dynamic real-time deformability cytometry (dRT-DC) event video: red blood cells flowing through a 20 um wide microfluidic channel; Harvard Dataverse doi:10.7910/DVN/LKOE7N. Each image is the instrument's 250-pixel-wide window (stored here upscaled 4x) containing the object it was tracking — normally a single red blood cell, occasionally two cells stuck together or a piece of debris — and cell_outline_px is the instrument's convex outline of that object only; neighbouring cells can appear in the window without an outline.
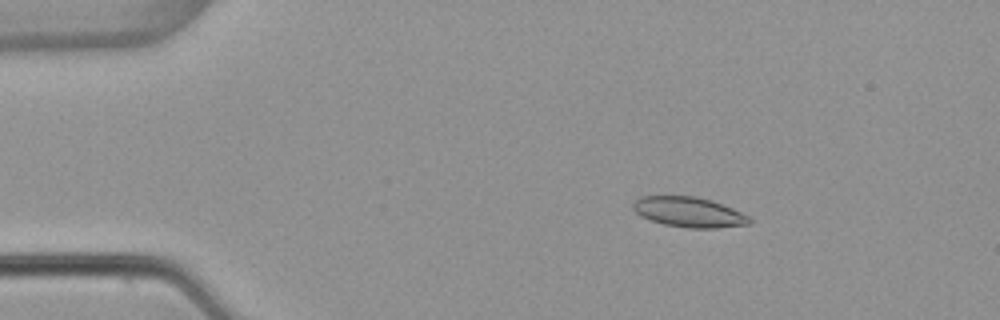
{"species": "common noctule bat (a hibernating species)", "species_latin": "Nyctalus noctula", "temperature_condition": "warm", "stored_images_in_passage": 53, "camera_frame_rate_fps": 3000, "um_per_image_px": 0.085, "animal": {"sex": "female", "body_mass_g": 22.7, "forearm_length_mm": 54.2}, "frame": {"image": 1, "passage_image": 9, "time_ms": 2.667, "image_size_px": [1000, 320], "cell_outline_px": [[752, 220], [748, 224], [716, 228], [688, 228], [664, 224], [640, 216], [632, 208], [632, 204], [640, 196], [696, 196], [712, 200], [752, 216]], "centroid_in_image_um": [58.58, 18.02], "position_along_channel_um": 26.4, "area_um2": 20.52}}
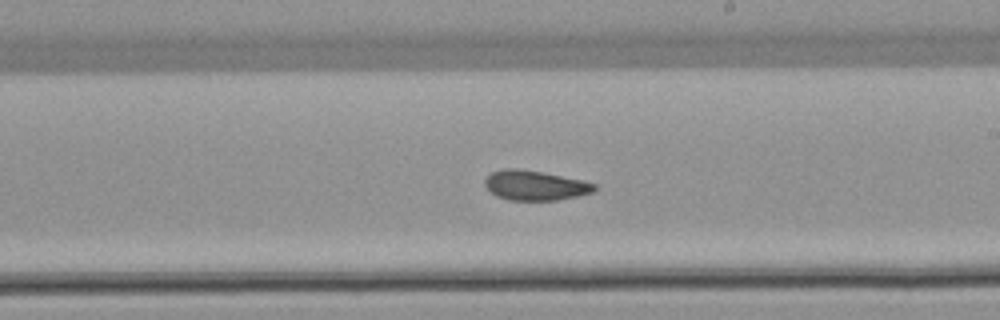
{"frame": {"image": 2, "passage_image": 31, "time_ms": 10.0, "image_size_px": [1000, 320], "cell_outline_px": [[596, 188], [592, 192], [576, 196], [556, 200], [508, 200], [496, 196], [484, 184], [484, 180], [492, 172], [504, 168], [516, 168], [544, 172], [580, 180], [596, 184]], "centroid_in_image_um": [45.45, 15.75], "position_along_channel_um": 243.6, "area_um2": 18.84}}
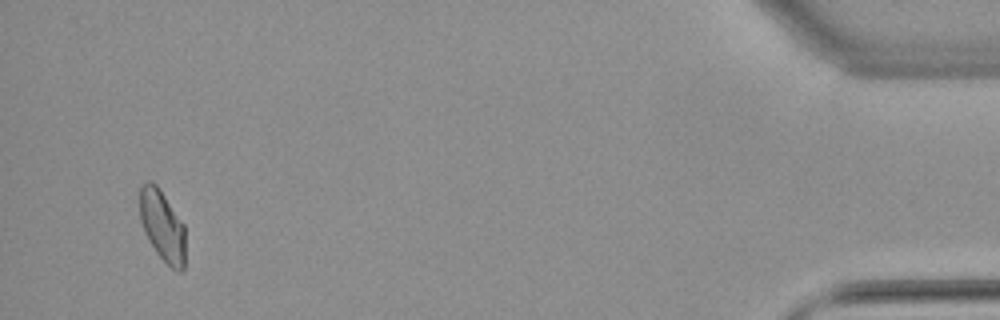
{"frame": {"image": 3, "passage_image": 51, "time_ms": 16.667, "image_size_px": [1000, 320], "cell_outline_px": [[184, 268], [180, 272], [176, 272], [156, 252], [148, 240], [144, 232], [140, 220], [140, 188], [148, 180], [152, 180], [160, 188], [184, 224]], "centroid_in_image_um": [13.79, 19.17], "position_along_channel_um": 421.4, "area_um2": 18.9}, "authors_computed_cell_mechanics": {"area_um2": 19.7098, "velocity_mm_per_s": 3.8759, "shape_relaxation_time_tau1_ms": null, "shape_relaxation_time_tau2_ms": 3.324, "deformation_change_tau1": null, "deformation_change_tau2": 0.0705}}